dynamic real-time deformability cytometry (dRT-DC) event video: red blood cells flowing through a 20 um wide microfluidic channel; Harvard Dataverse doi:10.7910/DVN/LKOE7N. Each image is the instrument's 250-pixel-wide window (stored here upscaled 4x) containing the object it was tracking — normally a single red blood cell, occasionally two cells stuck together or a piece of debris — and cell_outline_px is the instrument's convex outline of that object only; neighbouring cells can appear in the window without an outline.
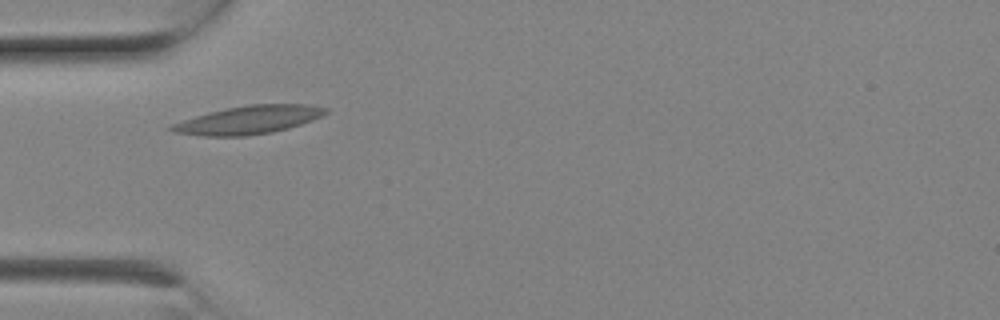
{"species": "Egyptian fruit bat (a non-hibernating species)", "species_latin": "Rousettus aegyptiacus", "temperature_condition": "room temperature", "stored_images_in_passage": 5, "camera_frame_rate_fps": 3000, "um_per_image_px": 0.085, "animal": {"sex": "female"}, "frame": {"image": 1, "passage_image": 4, "time_ms": 1.0, "image_size_px": [1000, 320], "cell_outline_px": [[328, 112], [312, 120], [288, 128], [272, 132], [244, 136], [204, 136], [172, 132], [168, 128], [172, 124], [208, 112], [248, 104], [308, 104], [328, 108]], "centroid_in_image_um": [21.13, 10.19], "position_along_channel_um": 63.9, "area_um2": 25.14}}
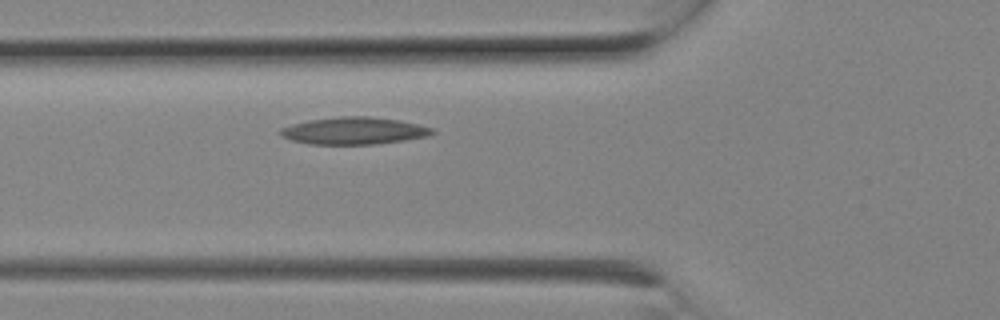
{"frame": {"image": 2, "passage_image": 5, "time_ms": 1.333, "image_size_px": [1000, 320], "cell_outline_px": [[436, 132], [428, 136], [404, 140], [376, 144], [308, 144], [292, 140], [280, 136], [280, 128], [292, 124], [308, 120], [340, 116], [368, 116], [400, 120], [432, 128]], "centroid_in_image_um": [30.06, 11.11], "position_along_channel_um": 95.7, "area_um2": 24.04}}